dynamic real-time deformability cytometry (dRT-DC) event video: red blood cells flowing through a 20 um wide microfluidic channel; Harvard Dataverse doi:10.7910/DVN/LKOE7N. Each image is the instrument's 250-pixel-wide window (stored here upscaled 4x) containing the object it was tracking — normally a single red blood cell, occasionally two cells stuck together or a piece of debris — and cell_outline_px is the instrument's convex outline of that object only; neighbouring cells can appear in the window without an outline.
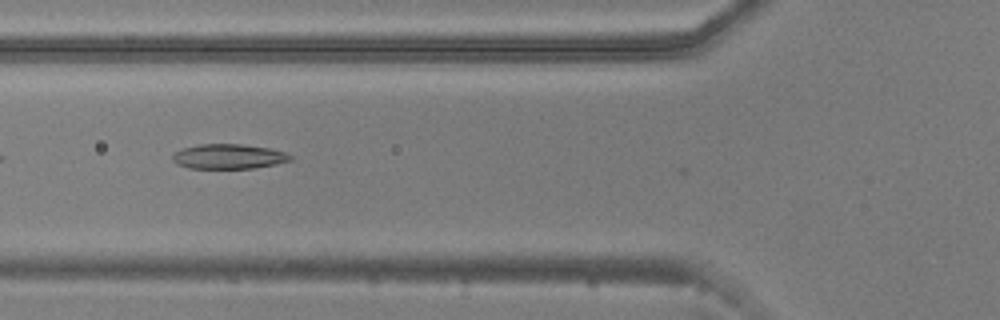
{"species": "common noctule bat (a hibernating species)", "species_latin": "Nyctalus noctula", "temperature_condition": "warm", "stored_images_in_passage": 19, "camera_frame_rate_fps": 3000, "um_per_image_px": 0.085, "animal": {"sex": "male", "body_mass_g": 20.5, "forearm_length_mm": 52.5}, "frame": {"image": 1, "passage_image": 7, "time_ms": 2.0, "image_size_px": [1000, 320], "cell_outline_px": [[292, 160], [276, 164], [252, 168], [188, 168], [176, 164], [172, 160], [172, 152], [184, 148], [200, 144], [240, 144], [272, 148], [284, 152], [292, 156]], "centroid_in_image_um": [19.41, 13.3], "position_along_channel_um": 106.4, "area_um2": 17.11}}
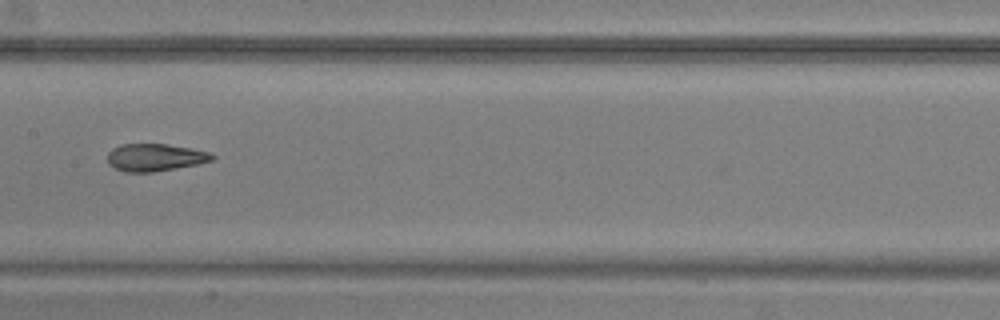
{"frame": {"image": 2, "passage_image": 14, "time_ms": 4.333, "image_size_px": [1000, 320], "cell_outline_px": [[216, 156], [212, 160], [196, 164], [152, 172], [124, 172], [108, 164], [108, 152], [112, 148], [120, 144], [168, 144], [192, 148], [208, 152]], "centroid_in_image_um": [13.15, 13.37], "position_along_channel_um": 194.3, "area_um2": 16.65}}
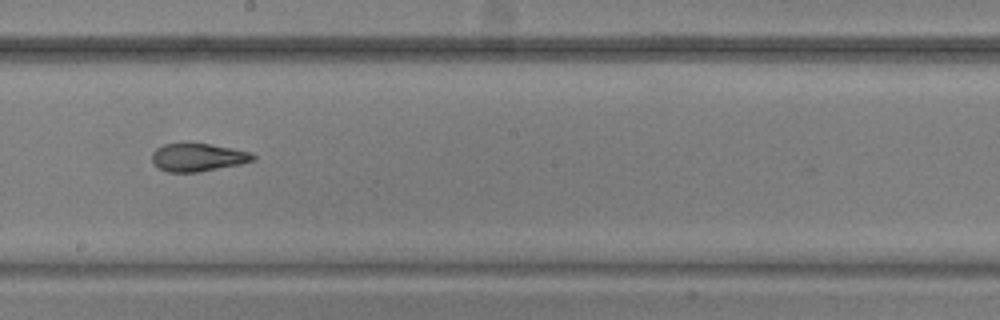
{"frame": {"image": 3, "passage_image": 17, "time_ms": 5.333, "image_size_px": [1000, 320], "cell_outline_px": [[256, 160], [240, 164], [196, 172], [168, 172], [160, 168], [152, 160], [152, 152], [156, 148], [164, 144], [184, 140], [212, 144], [252, 152], [256, 156]], "centroid_in_image_um": [16.82, 13.32], "position_along_channel_um": 231.4, "area_um2": 16.99}}